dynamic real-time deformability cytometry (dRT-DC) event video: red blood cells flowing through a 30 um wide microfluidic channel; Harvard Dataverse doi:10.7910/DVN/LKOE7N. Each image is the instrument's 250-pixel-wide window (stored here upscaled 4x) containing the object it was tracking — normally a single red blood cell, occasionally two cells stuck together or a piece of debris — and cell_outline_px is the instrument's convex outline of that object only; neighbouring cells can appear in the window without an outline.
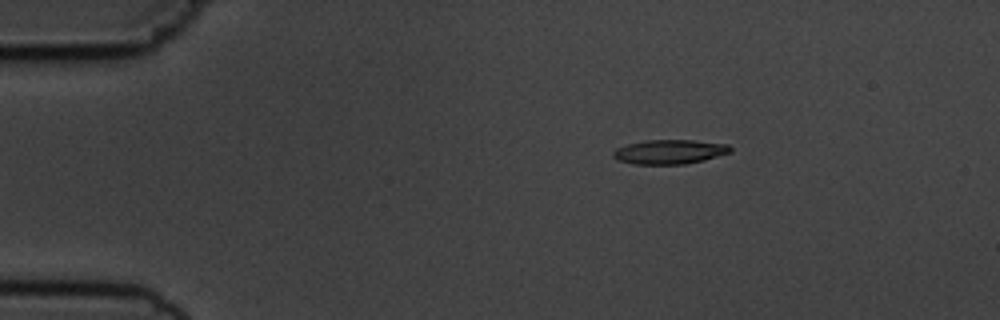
{"species": "common noctule bat (a hibernating species)", "species_latin": "Nyctalus noctula", "temperature_condition": "cold", "stored_images_in_passage": 3, "camera_frame_rate_fps": 3000, "um_per_image_px": 0.085, "animal": {"sex": "male", "body_mass_g": 19.5, "forearm_length_mm": 54.6}, "frame": {"image": 1, "passage_image": 1, "time_ms": 0.0, "image_size_px": [1000, 320], "cell_outline_px": [[732, 152], [704, 160], [684, 164], [632, 164], [616, 160], [612, 156], [612, 152], [616, 148], [628, 144], [644, 140], [692, 140], [728, 144], [732, 148]], "centroid_in_image_um": [56.89, 12.9], "position_along_channel_um": 28.1, "area_um2": 16.76}}